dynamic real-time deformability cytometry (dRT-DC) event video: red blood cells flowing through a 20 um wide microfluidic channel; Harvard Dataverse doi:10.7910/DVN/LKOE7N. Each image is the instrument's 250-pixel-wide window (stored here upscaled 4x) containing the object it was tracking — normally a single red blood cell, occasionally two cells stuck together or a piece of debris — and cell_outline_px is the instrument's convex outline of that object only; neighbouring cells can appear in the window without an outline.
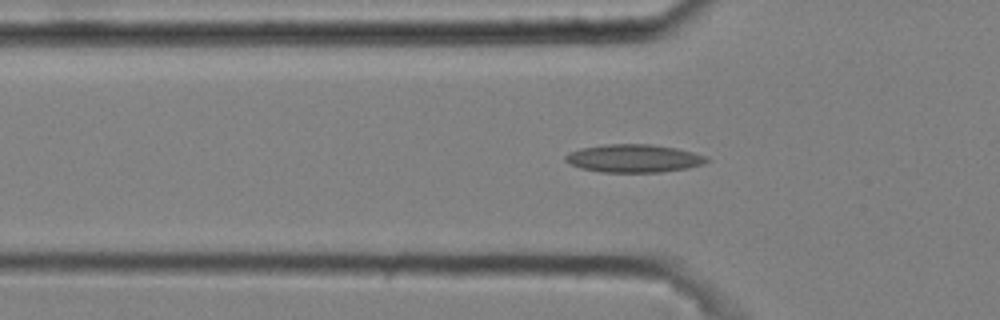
{"species": "common noctule bat (a hibernating species)", "species_latin": "Nyctalus noctula", "temperature_condition": "cold", "stored_images_in_passage": 54, "camera_frame_rate_fps": 3000, "um_per_image_px": 0.085, "animal": {"sex": "male", "body_mass_g": 20.4}, "frame": {"image": 1, "passage_image": 18, "time_ms": 5.667, "image_size_px": [1000, 320], "cell_outline_px": [[712, 160], [704, 164], [688, 168], [660, 172], [600, 172], [580, 168], [564, 160], [564, 156], [568, 152], [580, 148], [604, 144], [652, 144], [676, 148], [708, 156]], "centroid_in_image_um": [53.89, 13.46], "position_along_channel_um": 71.9, "area_um2": 23.29}}
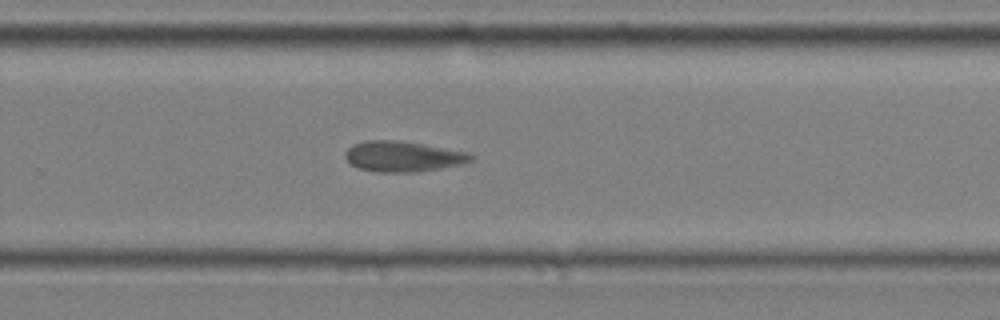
{"frame": {"image": 2, "passage_image": 37, "time_ms": 12.0, "image_size_px": [1000, 320], "cell_outline_px": [[476, 156], [472, 160], [464, 164], [420, 172], [376, 172], [356, 168], [344, 156], [344, 152], [352, 144], [364, 140], [396, 140], [468, 152]], "centroid_in_image_um": [34.24, 13.31], "position_along_channel_um": 295.6, "area_um2": 22.54}}
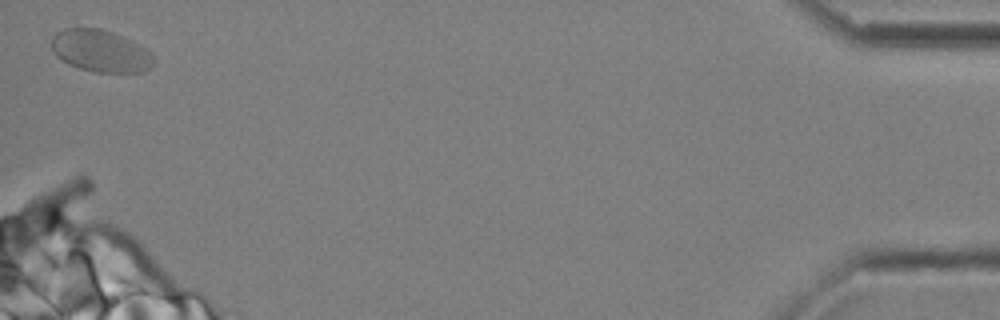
{"frame": {"image": 3, "passage_image": 54, "time_ms": 17.667, "image_size_px": [1000, 320], "cell_outline_px": [[156, 64], [140, 72], [92, 72], [68, 64], [56, 56], [52, 52], [52, 36], [56, 32], [64, 28], [100, 28], [112, 32], [132, 40], [144, 48], [156, 60]], "centroid_in_image_um": [8.52, 4.33], "position_along_channel_um": 426.7, "area_um2": 25.09}, "authors_computed_cell_mechanics": {"area_um2": 22.9177, "velocity_mm_per_s": 3.5321, "shape_relaxation_time_tau1_ms": null, "shape_relaxation_time_tau2_ms": 4.3245, "deformation_change_tau1": null, "deformation_change_tau2": 0.0816}}